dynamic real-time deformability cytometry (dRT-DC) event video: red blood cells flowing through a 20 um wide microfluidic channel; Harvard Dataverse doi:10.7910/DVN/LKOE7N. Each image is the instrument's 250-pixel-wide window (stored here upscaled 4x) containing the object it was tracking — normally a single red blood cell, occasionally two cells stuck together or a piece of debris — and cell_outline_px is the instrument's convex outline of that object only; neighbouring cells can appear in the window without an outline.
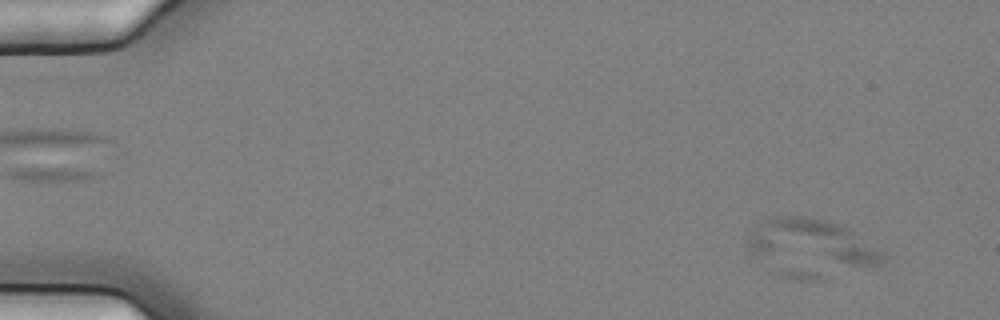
{"species": "common noctule bat (a hibernating species)", "species_latin": "Nyctalus noctula", "temperature_condition": "cold", "stored_images_in_passage": 7, "camera_frame_rate_fps": 3000, "um_per_image_px": 0.085, "animal": {"sex": "female", "body_mass_g": 25.1}, "frame": {"image": 1, "passage_image": 4, "time_ms": 1.0, "image_size_px": [1000, 320], "cell_outline_px": [[884, 256], [880, 264], [852, 264], [752, 252], [748, 244], [748, 232], [768, 216], [804, 216], [824, 220], [840, 224], [848, 228], [880, 252]], "centroid_in_image_um": [68.96, 20.46], "position_along_channel_um": 16.0, "area_um2": 32.89}}